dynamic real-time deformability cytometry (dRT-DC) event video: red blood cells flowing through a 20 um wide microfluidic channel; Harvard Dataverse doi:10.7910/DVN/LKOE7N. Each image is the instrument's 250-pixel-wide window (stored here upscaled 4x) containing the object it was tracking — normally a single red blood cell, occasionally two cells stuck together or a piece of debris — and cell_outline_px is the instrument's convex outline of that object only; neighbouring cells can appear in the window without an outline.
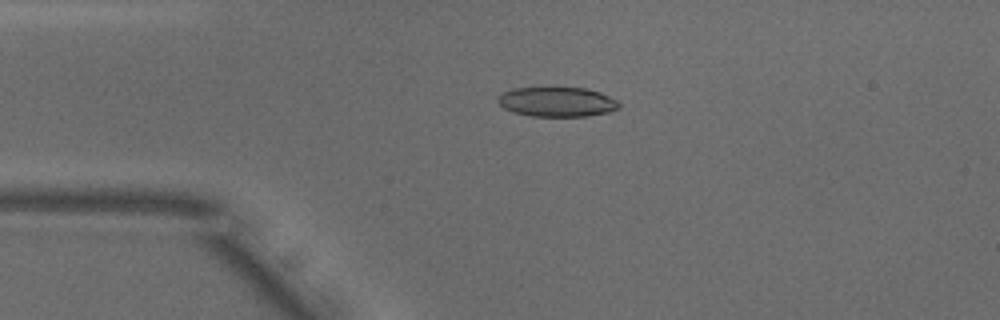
{"species": "common noctule bat (a hibernating species)", "species_latin": "Nyctalus noctula", "temperature_condition": "warm", "stored_images_in_passage": 38, "camera_frame_rate_fps": 3000, "um_per_image_px": 0.085, "animal": {"sex": "male", "body_mass_g": 18.8}, "frame": {"image": 1, "passage_image": 1, "time_ms": 0.0, "image_size_px": [1000, 320], "cell_outline_px": [[620, 108], [612, 112], [588, 116], [532, 116], [516, 112], [504, 108], [496, 100], [496, 96], [512, 88], [584, 88], [600, 92], [620, 100]], "centroid_in_image_um": [47.41, 8.66], "position_along_channel_um": 37.6, "area_um2": 21.1}}
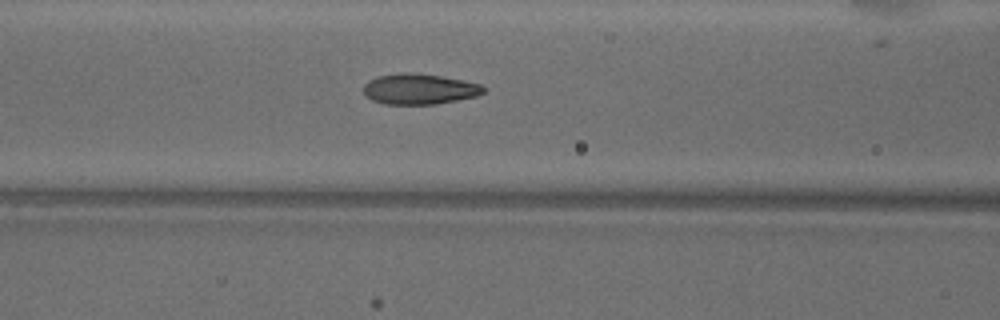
{"frame": {"image": 2, "passage_image": 10, "time_ms": 3.0, "image_size_px": [1000, 320], "cell_outline_px": [[484, 92], [476, 96], [436, 104], [384, 104], [372, 100], [364, 92], [364, 84], [368, 80], [376, 76], [404, 72], [416, 72], [444, 76], [464, 80], [480, 84], [484, 88]], "centroid_in_image_um": [35.63, 7.55], "position_along_channel_um": 131.0, "area_um2": 21.5}}
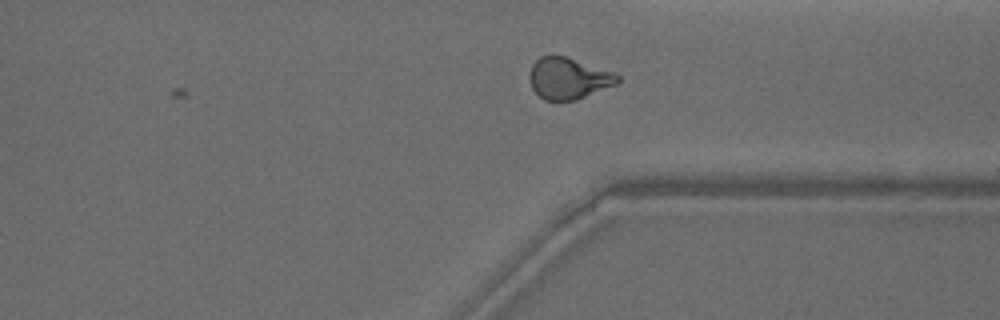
{"frame": {"image": 3, "passage_image": 28, "time_ms": 9.0, "image_size_px": [1000, 320], "cell_outline_px": [[620, 80], [616, 84], [576, 100], [544, 100], [532, 88], [528, 76], [532, 64], [540, 56], [564, 56], [612, 72], [620, 76]], "centroid_in_image_um": [48.29, 6.67], "position_along_channel_um": 363.1, "area_um2": 20.92}, "authors_computed_cell_mechanics": {"area_um2": 20.8369, "velocity_mm_per_s": 3.8802, "shape_relaxation_time_tau1_ms": 6.5977, "shape_relaxation_time_tau2_ms": 1.294, "deformation_change_tau1": 0.1922, "deformation_change_tau2": 0.0782}}